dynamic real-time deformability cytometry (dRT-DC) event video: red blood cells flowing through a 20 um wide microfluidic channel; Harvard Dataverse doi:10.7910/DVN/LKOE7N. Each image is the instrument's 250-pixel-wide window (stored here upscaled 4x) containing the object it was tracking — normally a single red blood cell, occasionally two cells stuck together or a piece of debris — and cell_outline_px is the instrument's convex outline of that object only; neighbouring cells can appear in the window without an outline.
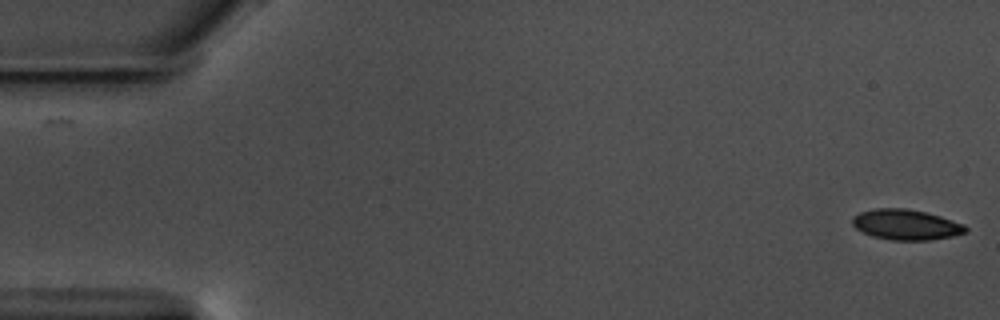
{"species": "common noctule bat (a hibernating species)", "species_latin": "Nyctalus noctula", "temperature_condition": "warm", "stored_images_in_passage": 25, "camera_frame_rate_fps": 3000, "um_per_image_px": 0.085, "animal": {"sex": "male", "body_mass_g": 17.5, "forearm_length_mm": 52.3}, "frame": {"image": 1, "passage_image": 1, "time_ms": 0.0, "image_size_px": [1000, 320], "cell_outline_px": [[968, 232], [952, 236], [928, 240], [892, 240], [872, 236], [856, 228], [852, 224], [852, 216], [860, 212], [876, 208], [908, 208], [940, 216], [964, 224], [968, 228]], "centroid_in_image_um": [77.01, 19.09], "position_along_channel_um": 8.0, "area_um2": 20.06}}
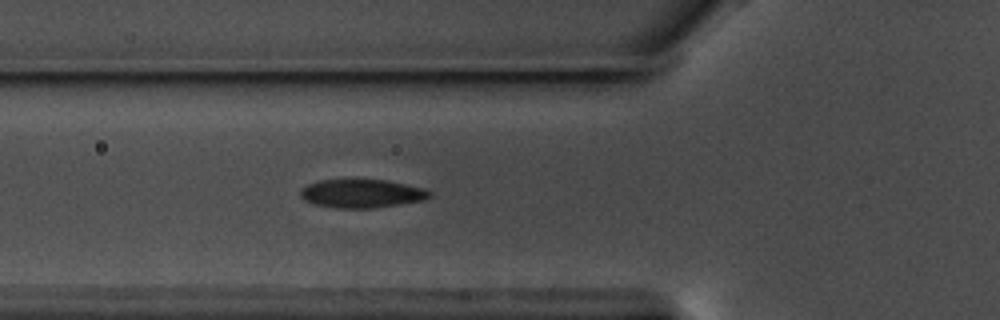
{"frame": {"image": 2, "passage_image": 21, "time_ms": 6.667, "image_size_px": [1000, 320], "cell_outline_px": [[432, 196], [424, 200], [376, 208], [336, 208], [312, 204], [304, 200], [300, 196], [300, 188], [308, 184], [320, 180], [388, 180], [424, 188], [432, 192]], "centroid_in_image_um": [30.75, 16.46], "position_along_channel_um": 95.1, "area_um2": 21.62}}
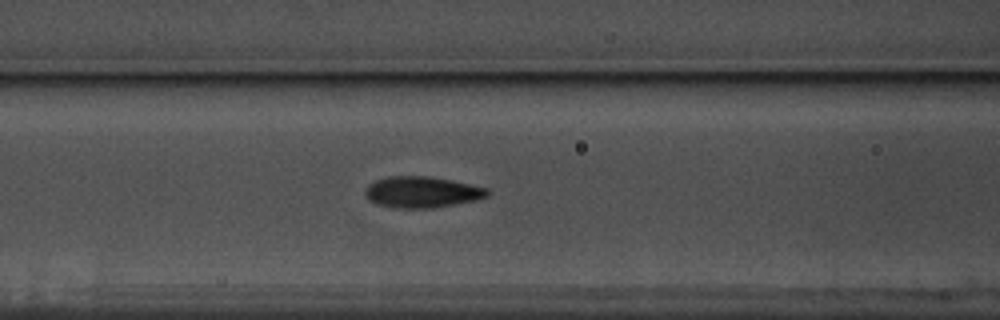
{"frame": {"image": 3, "passage_image": 24, "time_ms": 7.667, "image_size_px": [1000, 320], "cell_outline_px": [[488, 196], [476, 200], [432, 208], [396, 208], [376, 204], [368, 200], [364, 196], [364, 188], [368, 184], [376, 180], [388, 176], [428, 176], [488, 188]], "centroid_in_image_um": [35.79, 16.33], "position_along_channel_um": 130.8, "area_um2": 22.2}}